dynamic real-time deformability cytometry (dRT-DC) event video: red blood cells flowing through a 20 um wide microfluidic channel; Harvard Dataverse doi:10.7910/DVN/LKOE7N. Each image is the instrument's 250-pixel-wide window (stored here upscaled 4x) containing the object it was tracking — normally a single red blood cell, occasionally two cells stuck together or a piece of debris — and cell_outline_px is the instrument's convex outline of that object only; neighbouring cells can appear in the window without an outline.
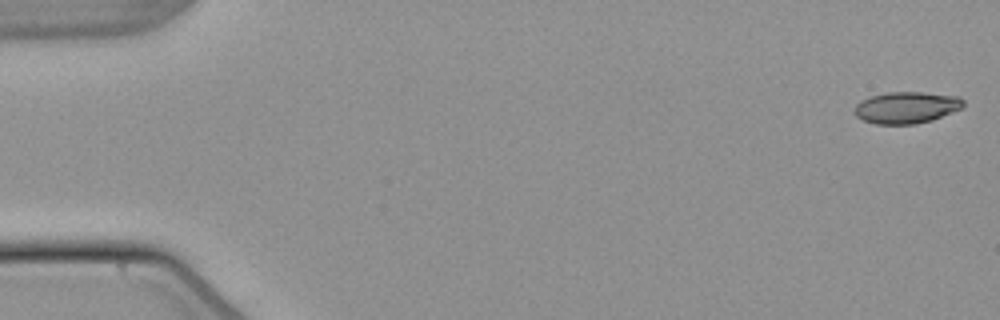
{"species": "common noctule bat (a hibernating species)", "species_latin": "Nyctalus noctula", "temperature_condition": "warm", "stored_images_in_passage": 53, "camera_frame_rate_fps": 3000, "um_per_image_px": 0.085, "animal": {"sex": "male", "body_mass_g": 21.5, "forearm_length_mm": 52.0}, "frame": {"image": 1, "passage_image": 1, "time_ms": 0.0, "image_size_px": [1000, 320], "cell_outline_px": [[964, 108], [932, 120], [916, 124], [876, 124], [864, 120], [856, 116], [856, 104], [860, 100], [884, 92], [924, 92], [960, 96], [964, 100]], "centroid_in_image_um": [77.1, 9.13], "position_along_channel_um": 7.9, "area_um2": 20.23}}
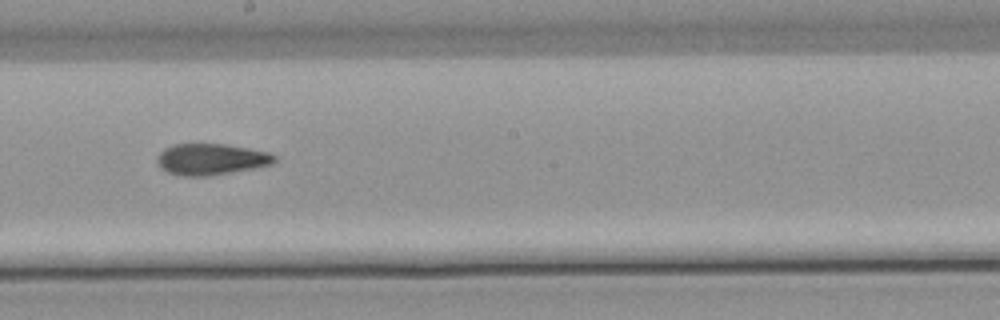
{"frame": {"image": 2, "passage_image": 30, "time_ms": 9.667, "image_size_px": [1000, 320], "cell_outline_px": [[276, 160], [272, 164], [256, 168], [208, 176], [184, 176], [168, 172], [160, 168], [156, 164], [156, 160], [160, 152], [164, 148], [172, 144], [224, 144], [248, 148], [268, 152], [276, 156]], "centroid_in_image_um": [17.92, 13.54], "position_along_channel_um": 230.3, "area_um2": 21.5}}
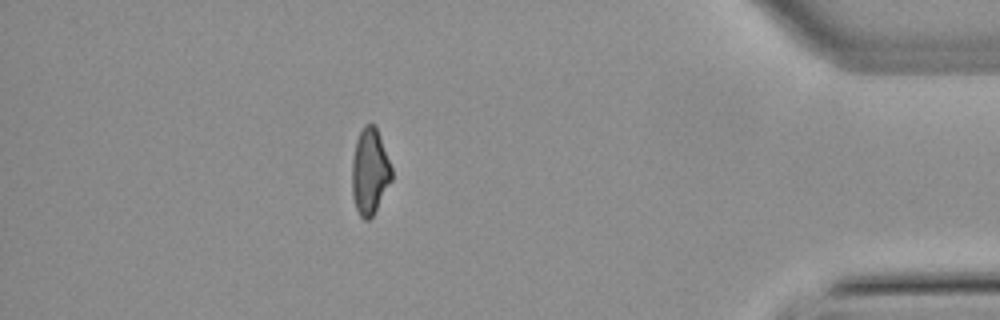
{"frame": {"image": 3, "passage_image": 47, "time_ms": 15.333, "image_size_px": [1000, 320], "cell_outline_px": [[392, 180], [372, 216], [368, 220], [364, 220], [360, 216], [356, 208], [352, 196], [352, 160], [356, 140], [364, 124], [372, 124], [376, 128], [380, 136], [392, 168]], "centroid_in_image_um": [31.42, 14.58], "position_along_channel_um": 403.8, "area_um2": 19.77}, "authors_computed_cell_mechanics": {"area_um2": 20.8658, "velocity_mm_per_s": 3.8531, "shape_relaxation_time_tau1_ms": null, "shape_relaxation_time_tau2_ms": 4.1733, "deformation_change_tau1": null, "deformation_change_tau2": 0.118}}